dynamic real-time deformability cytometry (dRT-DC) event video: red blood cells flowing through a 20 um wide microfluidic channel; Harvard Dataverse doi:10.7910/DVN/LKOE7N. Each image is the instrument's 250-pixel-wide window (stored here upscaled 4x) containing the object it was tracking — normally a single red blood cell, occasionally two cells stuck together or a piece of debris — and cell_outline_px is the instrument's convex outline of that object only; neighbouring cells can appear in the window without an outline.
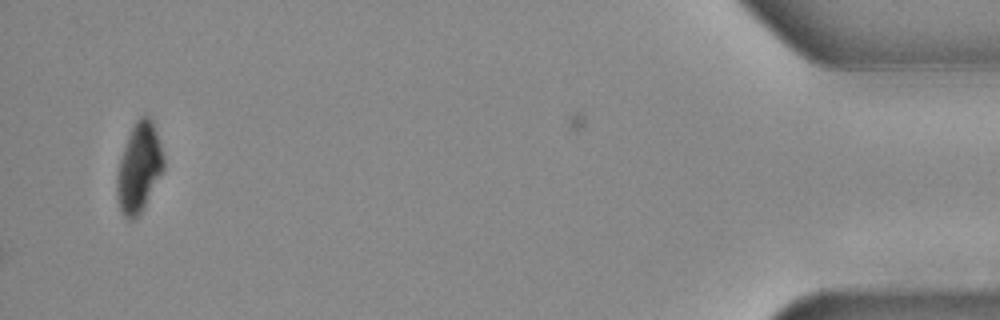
{"species": "Egyptian fruit bat (a non-hibernating species)", "species_latin": "Rousettus aegyptiacus", "temperature_condition": "warm", "stored_images_in_passage": 45, "camera_frame_rate_fps": 3000, "um_per_image_px": 0.085, "animal": {"sex": "female"}, "frame": {"image": 1, "passage_image": 45, "time_ms": 14.667, "image_size_px": [1000, 320], "cell_outline_px": [[164, 168], [144, 208], [132, 220], [128, 220], [120, 212], [116, 192], [116, 180], [120, 160], [128, 136], [136, 120], [140, 116], [148, 116], [152, 120], [164, 156]], "centroid_in_image_um": [11.81, 14.28], "position_along_channel_um": 423.4, "area_um2": 24.04}}